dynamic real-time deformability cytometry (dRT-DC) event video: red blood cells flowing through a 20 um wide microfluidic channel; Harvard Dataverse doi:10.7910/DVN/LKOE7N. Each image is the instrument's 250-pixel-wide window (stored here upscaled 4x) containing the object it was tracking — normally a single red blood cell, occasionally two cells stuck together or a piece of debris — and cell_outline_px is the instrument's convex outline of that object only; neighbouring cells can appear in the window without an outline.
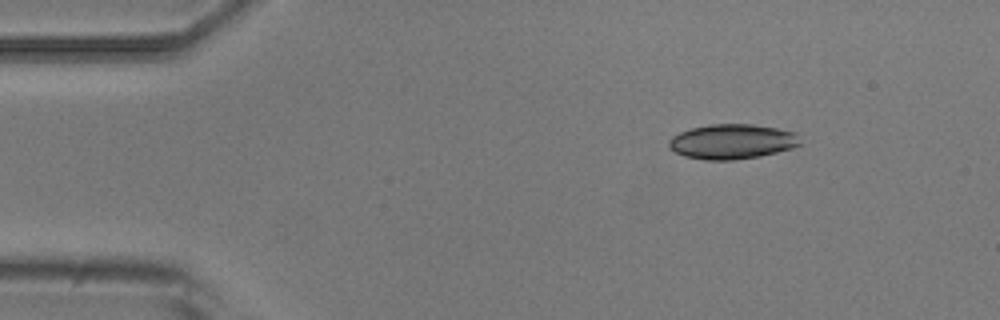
{"species": "common noctule bat (a hibernating species)", "species_latin": "Nyctalus noctula", "temperature_condition": "room temperature", "stored_images_in_passage": 5, "camera_frame_rate_fps": 3000, "um_per_image_px": 0.085, "animal": {"sex": "male", "body_mass_g": 20.5, "forearm_length_mm": 52.5}, "frame": {"image": 1, "passage_image": 2, "time_ms": 1.0, "image_size_px": [1000, 320], "cell_outline_px": [[800, 144], [792, 148], [760, 156], [736, 160], [704, 160], [684, 156], [668, 148], [668, 140], [672, 136], [680, 132], [692, 128], [708, 124], [752, 124], [776, 128], [796, 132]], "centroid_in_image_um": [62.19, 12.04], "position_along_channel_um": 22.8, "area_um2": 26.76}}